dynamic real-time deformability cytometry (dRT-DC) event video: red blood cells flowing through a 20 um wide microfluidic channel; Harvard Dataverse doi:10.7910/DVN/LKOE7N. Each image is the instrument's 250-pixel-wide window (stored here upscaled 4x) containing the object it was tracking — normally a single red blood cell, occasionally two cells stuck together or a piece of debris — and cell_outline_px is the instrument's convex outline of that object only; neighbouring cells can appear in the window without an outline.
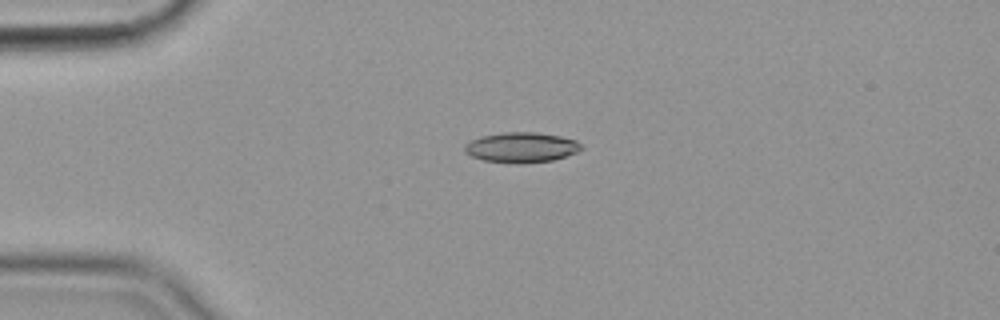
{"species": "common noctule bat (a hibernating species)", "species_latin": "Nyctalus noctula", "temperature_condition": "cold", "stored_images_in_passage": 44, "camera_frame_rate_fps": 3000, "um_per_image_px": 0.085, "animal": {"sex": "female", "body_mass_g": 19.9}, "frame": {"image": 1, "passage_image": 1, "time_ms": 0.0, "image_size_px": [1000, 320], "cell_outline_px": [[584, 148], [576, 152], [552, 160], [520, 164], [516, 164], [484, 160], [472, 156], [464, 152], [464, 144], [480, 136], [504, 132], [536, 132], [560, 136], [576, 140]], "centroid_in_image_um": [44.29, 12.52], "position_along_channel_um": 40.7, "area_um2": 20.52}}
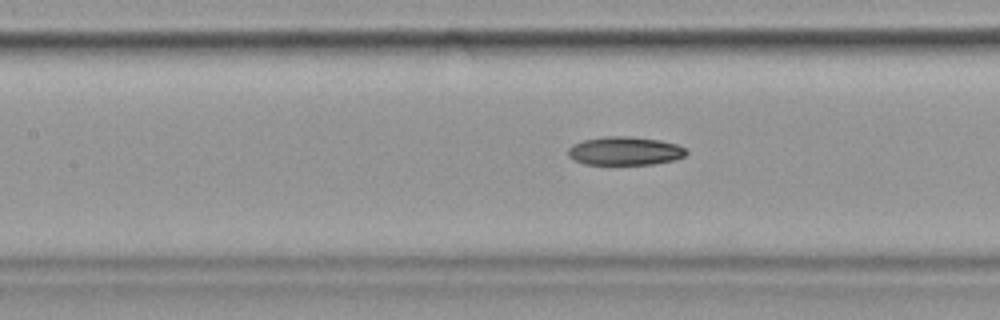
{"frame": {"image": 2, "passage_image": 13, "time_ms": 4.0, "image_size_px": [1000, 320], "cell_outline_px": [[688, 152], [684, 156], [676, 160], [652, 164], [584, 164], [572, 160], [568, 156], [568, 148], [572, 144], [584, 140], [604, 136], [632, 136], [660, 140], [676, 144], [684, 148]], "centroid_in_image_um": [53.09, 12.83], "position_along_channel_um": 154.3, "area_um2": 19.77}}
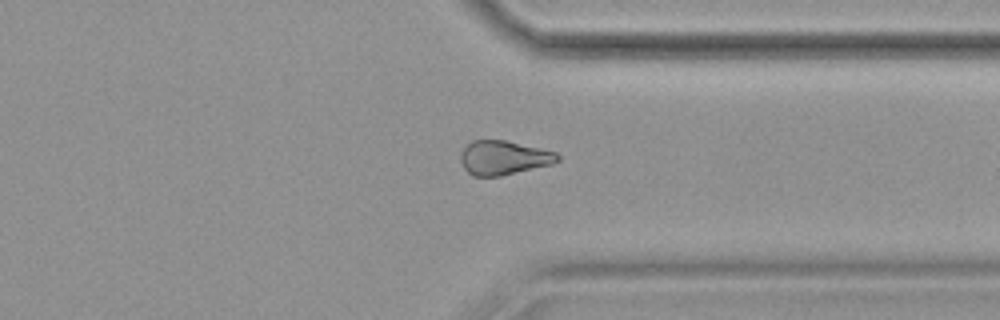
{"frame": {"image": 3, "passage_image": 31, "time_ms": 10.0, "image_size_px": [1000, 320], "cell_outline_px": [[560, 160], [552, 164], [500, 176], [472, 176], [464, 168], [460, 160], [460, 152], [472, 140], [504, 140], [540, 148], [556, 152], [560, 156]], "centroid_in_image_um": [42.8, 13.41], "position_along_channel_um": 368.6, "area_um2": 19.25}}